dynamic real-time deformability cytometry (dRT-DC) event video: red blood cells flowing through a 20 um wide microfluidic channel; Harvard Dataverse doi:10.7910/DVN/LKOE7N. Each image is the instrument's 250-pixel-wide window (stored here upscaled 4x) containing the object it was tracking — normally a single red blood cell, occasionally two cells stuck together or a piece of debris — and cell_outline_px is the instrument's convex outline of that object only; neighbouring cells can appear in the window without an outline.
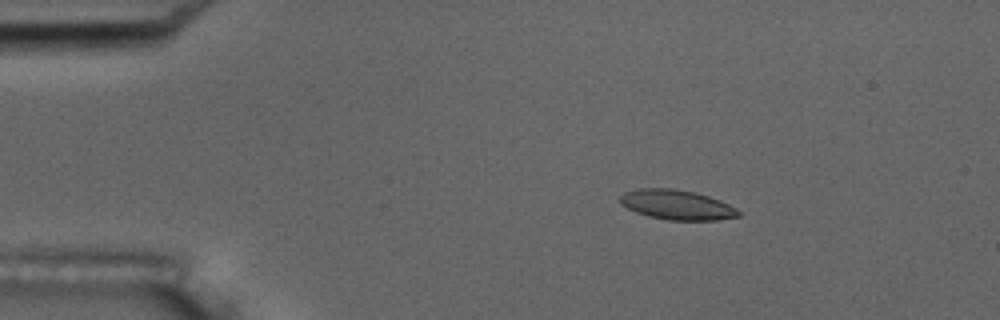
{"species": "common noctule bat (a hibernating species)", "species_latin": "Nyctalus noctula", "temperature_condition": "room temperature", "stored_images_in_passage": 5, "camera_frame_rate_fps": 3000, "um_per_image_px": 0.085, "animal": {"sex": "male", "body_mass_g": 17.5, "forearm_length_mm": 52.3}, "frame": {"image": 1, "passage_image": 3, "time_ms": 2.333, "image_size_px": [1000, 320], "cell_outline_px": [[740, 216], [720, 220], [668, 220], [648, 216], [636, 212], [620, 204], [620, 196], [624, 192], [636, 188], [672, 188], [692, 192], [708, 196], [720, 200], [736, 208], [740, 212]], "centroid_in_image_um": [57.52, 17.41], "position_along_channel_um": 27.5, "area_um2": 20.58}}